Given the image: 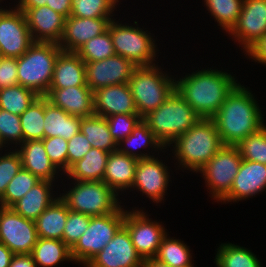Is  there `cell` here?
I'll return each mask as SVG.
<instances>
[{
	"label": "cell",
	"mask_w": 266,
	"mask_h": 267,
	"mask_svg": "<svg viewBox=\"0 0 266 267\" xmlns=\"http://www.w3.org/2000/svg\"><path fill=\"white\" fill-rule=\"evenodd\" d=\"M259 108L247 88L240 83L234 87L212 117L223 145L237 146L247 136L265 126Z\"/></svg>",
	"instance_id": "obj_1"
},
{
	"label": "cell",
	"mask_w": 266,
	"mask_h": 267,
	"mask_svg": "<svg viewBox=\"0 0 266 267\" xmlns=\"http://www.w3.org/2000/svg\"><path fill=\"white\" fill-rule=\"evenodd\" d=\"M234 76L203 69L175 81V89L201 118H212L237 85Z\"/></svg>",
	"instance_id": "obj_2"
},
{
	"label": "cell",
	"mask_w": 266,
	"mask_h": 267,
	"mask_svg": "<svg viewBox=\"0 0 266 267\" xmlns=\"http://www.w3.org/2000/svg\"><path fill=\"white\" fill-rule=\"evenodd\" d=\"M173 143L177 161L193 172L200 171L223 146L212 118L199 119Z\"/></svg>",
	"instance_id": "obj_3"
},
{
	"label": "cell",
	"mask_w": 266,
	"mask_h": 267,
	"mask_svg": "<svg viewBox=\"0 0 266 267\" xmlns=\"http://www.w3.org/2000/svg\"><path fill=\"white\" fill-rule=\"evenodd\" d=\"M201 117L175 89L167 100L143 120L164 147L170 146Z\"/></svg>",
	"instance_id": "obj_4"
},
{
	"label": "cell",
	"mask_w": 266,
	"mask_h": 267,
	"mask_svg": "<svg viewBox=\"0 0 266 267\" xmlns=\"http://www.w3.org/2000/svg\"><path fill=\"white\" fill-rule=\"evenodd\" d=\"M63 50L57 43L34 42L17 60L18 84L45 96L50 88L54 65Z\"/></svg>",
	"instance_id": "obj_5"
},
{
	"label": "cell",
	"mask_w": 266,
	"mask_h": 267,
	"mask_svg": "<svg viewBox=\"0 0 266 267\" xmlns=\"http://www.w3.org/2000/svg\"><path fill=\"white\" fill-rule=\"evenodd\" d=\"M158 65L135 67L128 82L138 114L144 118L162 105L175 90L176 79L159 71Z\"/></svg>",
	"instance_id": "obj_6"
},
{
	"label": "cell",
	"mask_w": 266,
	"mask_h": 267,
	"mask_svg": "<svg viewBox=\"0 0 266 267\" xmlns=\"http://www.w3.org/2000/svg\"><path fill=\"white\" fill-rule=\"evenodd\" d=\"M75 181L76 185L60 197L69 210L95 217L114 213L121 207L118 194L104 181Z\"/></svg>",
	"instance_id": "obj_7"
},
{
	"label": "cell",
	"mask_w": 266,
	"mask_h": 267,
	"mask_svg": "<svg viewBox=\"0 0 266 267\" xmlns=\"http://www.w3.org/2000/svg\"><path fill=\"white\" fill-rule=\"evenodd\" d=\"M124 217L122 207L114 213L91 217L87 230L71 248L72 260L86 265L124 225Z\"/></svg>",
	"instance_id": "obj_8"
},
{
	"label": "cell",
	"mask_w": 266,
	"mask_h": 267,
	"mask_svg": "<svg viewBox=\"0 0 266 267\" xmlns=\"http://www.w3.org/2000/svg\"><path fill=\"white\" fill-rule=\"evenodd\" d=\"M108 30L115 54L129 60L135 67L154 65L156 55L153 37L139 27L118 24L111 20Z\"/></svg>",
	"instance_id": "obj_9"
},
{
	"label": "cell",
	"mask_w": 266,
	"mask_h": 267,
	"mask_svg": "<svg viewBox=\"0 0 266 267\" xmlns=\"http://www.w3.org/2000/svg\"><path fill=\"white\" fill-rule=\"evenodd\" d=\"M242 157L236 146H225L200 169L212 198L221 201L229 192L237 175Z\"/></svg>",
	"instance_id": "obj_10"
},
{
	"label": "cell",
	"mask_w": 266,
	"mask_h": 267,
	"mask_svg": "<svg viewBox=\"0 0 266 267\" xmlns=\"http://www.w3.org/2000/svg\"><path fill=\"white\" fill-rule=\"evenodd\" d=\"M38 235L35 221L26 219L12 208L0 206V242L14 254H31Z\"/></svg>",
	"instance_id": "obj_11"
},
{
	"label": "cell",
	"mask_w": 266,
	"mask_h": 267,
	"mask_svg": "<svg viewBox=\"0 0 266 267\" xmlns=\"http://www.w3.org/2000/svg\"><path fill=\"white\" fill-rule=\"evenodd\" d=\"M123 226L128 230L133 246L144 261L156 256L167 233L159 222L151 221L143 211L125 210Z\"/></svg>",
	"instance_id": "obj_12"
},
{
	"label": "cell",
	"mask_w": 266,
	"mask_h": 267,
	"mask_svg": "<svg viewBox=\"0 0 266 267\" xmlns=\"http://www.w3.org/2000/svg\"><path fill=\"white\" fill-rule=\"evenodd\" d=\"M33 43L25 14L17 8L0 10V54L19 58Z\"/></svg>",
	"instance_id": "obj_13"
},
{
	"label": "cell",
	"mask_w": 266,
	"mask_h": 267,
	"mask_svg": "<svg viewBox=\"0 0 266 267\" xmlns=\"http://www.w3.org/2000/svg\"><path fill=\"white\" fill-rule=\"evenodd\" d=\"M247 53L266 34V0H243L237 23L228 32Z\"/></svg>",
	"instance_id": "obj_14"
},
{
	"label": "cell",
	"mask_w": 266,
	"mask_h": 267,
	"mask_svg": "<svg viewBox=\"0 0 266 267\" xmlns=\"http://www.w3.org/2000/svg\"><path fill=\"white\" fill-rule=\"evenodd\" d=\"M144 260L133 246L128 230L122 226L112 240L86 267H143Z\"/></svg>",
	"instance_id": "obj_15"
},
{
	"label": "cell",
	"mask_w": 266,
	"mask_h": 267,
	"mask_svg": "<svg viewBox=\"0 0 266 267\" xmlns=\"http://www.w3.org/2000/svg\"><path fill=\"white\" fill-rule=\"evenodd\" d=\"M135 66L115 54L101 61L86 62V82L94 92L100 88L128 83Z\"/></svg>",
	"instance_id": "obj_16"
},
{
	"label": "cell",
	"mask_w": 266,
	"mask_h": 267,
	"mask_svg": "<svg viewBox=\"0 0 266 267\" xmlns=\"http://www.w3.org/2000/svg\"><path fill=\"white\" fill-rule=\"evenodd\" d=\"M169 172L167 166L157 158L150 157L137 160L135 169V180L131 188H136L153 202L159 203L163 200L169 183Z\"/></svg>",
	"instance_id": "obj_17"
},
{
	"label": "cell",
	"mask_w": 266,
	"mask_h": 267,
	"mask_svg": "<svg viewBox=\"0 0 266 267\" xmlns=\"http://www.w3.org/2000/svg\"><path fill=\"white\" fill-rule=\"evenodd\" d=\"M112 18H81L69 16L59 47L65 52H76L92 38L108 29Z\"/></svg>",
	"instance_id": "obj_18"
},
{
	"label": "cell",
	"mask_w": 266,
	"mask_h": 267,
	"mask_svg": "<svg viewBox=\"0 0 266 267\" xmlns=\"http://www.w3.org/2000/svg\"><path fill=\"white\" fill-rule=\"evenodd\" d=\"M28 28L34 42L57 43L62 39L66 18L49 6L27 9Z\"/></svg>",
	"instance_id": "obj_19"
},
{
	"label": "cell",
	"mask_w": 266,
	"mask_h": 267,
	"mask_svg": "<svg viewBox=\"0 0 266 267\" xmlns=\"http://www.w3.org/2000/svg\"><path fill=\"white\" fill-rule=\"evenodd\" d=\"M94 113L109 117L116 114H138L128 83L107 86L93 92Z\"/></svg>",
	"instance_id": "obj_20"
},
{
	"label": "cell",
	"mask_w": 266,
	"mask_h": 267,
	"mask_svg": "<svg viewBox=\"0 0 266 267\" xmlns=\"http://www.w3.org/2000/svg\"><path fill=\"white\" fill-rule=\"evenodd\" d=\"M266 190V165L244 160L234 178L230 192L221 200L237 202Z\"/></svg>",
	"instance_id": "obj_21"
},
{
	"label": "cell",
	"mask_w": 266,
	"mask_h": 267,
	"mask_svg": "<svg viewBox=\"0 0 266 267\" xmlns=\"http://www.w3.org/2000/svg\"><path fill=\"white\" fill-rule=\"evenodd\" d=\"M45 97L70 115L88 117L95 114L93 91L88 86L49 89Z\"/></svg>",
	"instance_id": "obj_22"
},
{
	"label": "cell",
	"mask_w": 266,
	"mask_h": 267,
	"mask_svg": "<svg viewBox=\"0 0 266 267\" xmlns=\"http://www.w3.org/2000/svg\"><path fill=\"white\" fill-rule=\"evenodd\" d=\"M88 86L85 62L75 52L62 51L55 62L49 89Z\"/></svg>",
	"instance_id": "obj_23"
},
{
	"label": "cell",
	"mask_w": 266,
	"mask_h": 267,
	"mask_svg": "<svg viewBox=\"0 0 266 267\" xmlns=\"http://www.w3.org/2000/svg\"><path fill=\"white\" fill-rule=\"evenodd\" d=\"M20 149L22 168L28 170L40 180L53 182L57 171L56 166L50 161L42 140H28L23 142Z\"/></svg>",
	"instance_id": "obj_24"
},
{
	"label": "cell",
	"mask_w": 266,
	"mask_h": 267,
	"mask_svg": "<svg viewBox=\"0 0 266 267\" xmlns=\"http://www.w3.org/2000/svg\"><path fill=\"white\" fill-rule=\"evenodd\" d=\"M137 159L120 153L118 150L109 154L103 181L113 189L118 191L127 190L133 185L135 180V169Z\"/></svg>",
	"instance_id": "obj_25"
},
{
	"label": "cell",
	"mask_w": 266,
	"mask_h": 267,
	"mask_svg": "<svg viewBox=\"0 0 266 267\" xmlns=\"http://www.w3.org/2000/svg\"><path fill=\"white\" fill-rule=\"evenodd\" d=\"M81 117L70 115L44 96V138L63 137L67 141L80 132Z\"/></svg>",
	"instance_id": "obj_26"
},
{
	"label": "cell",
	"mask_w": 266,
	"mask_h": 267,
	"mask_svg": "<svg viewBox=\"0 0 266 267\" xmlns=\"http://www.w3.org/2000/svg\"><path fill=\"white\" fill-rule=\"evenodd\" d=\"M52 184L50 181L41 180L11 208L22 217L35 221L58 198H53Z\"/></svg>",
	"instance_id": "obj_27"
},
{
	"label": "cell",
	"mask_w": 266,
	"mask_h": 267,
	"mask_svg": "<svg viewBox=\"0 0 266 267\" xmlns=\"http://www.w3.org/2000/svg\"><path fill=\"white\" fill-rule=\"evenodd\" d=\"M68 212L67 204L58 197L35 220L38 237L62 240Z\"/></svg>",
	"instance_id": "obj_28"
},
{
	"label": "cell",
	"mask_w": 266,
	"mask_h": 267,
	"mask_svg": "<svg viewBox=\"0 0 266 267\" xmlns=\"http://www.w3.org/2000/svg\"><path fill=\"white\" fill-rule=\"evenodd\" d=\"M109 152L91 148L81 160L74 163L66 172L77 181H103Z\"/></svg>",
	"instance_id": "obj_29"
},
{
	"label": "cell",
	"mask_w": 266,
	"mask_h": 267,
	"mask_svg": "<svg viewBox=\"0 0 266 267\" xmlns=\"http://www.w3.org/2000/svg\"><path fill=\"white\" fill-rule=\"evenodd\" d=\"M80 131L93 148L109 153L116 151L118 144L110 134L106 118L99 115L81 117Z\"/></svg>",
	"instance_id": "obj_30"
},
{
	"label": "cell",
	"mask_w": 266,
	"mask_h": 267,
	"mask_svg": "<svg viewBox=\"0 0 266 267\" xmlns=\"http://www.w3.org/2000/svg\"><path fill=\"white\" fill-rule=\"evenodd\" d=\"M31 255L38 267H54L61 261H73L71 249L58 239L38 237Z\"/></svg>",
	"instance_id": "obj_31"
},
{
	"label": "cell",
	"mask_w": 266,
	"mask_h": 267,
	"mask_svg": "<svg viewBox=\"0 0 266 267\" xmlns=\"http://www.w3.org/2000/svg\"><path fill=\"white\" fill-rule=\"evenodd\" d=\"M126 144L124 147L123 144ZM121 146V147H120ZM126 146H129L126 148ZM151 147L153 148H159L160 150L166 149L162 145V143L155 137L154 133L150 130L148 124L142 119L136 127L133 129L132 133L128 135L125 139H122L118 143L117 150L120 153L126 154L128 156L134 157L135 159H145V158H150L153 157L150 154L148 155L147 153H136L134 151L135 149H138L139 147ZM131 148V150H129ZM133 149V150H132Z\"/></svg>",
	"instance_id": "obj_32"
},
{
	"label": "cell",
	"mask_w": 266,
	"mask_h": 267,
	"mask_svg": "<svg viewBox=\"0 0 266 267\" xmlns=\"http://www.w3.org/2000/svg\"><path fill=\"white\" fill-rule=\"evenodd\" d=\"M189 246L180 240L163 237L154 259L171 267H194Z\"/></svg>",
	"instance_id": "obj_33"
},
{
	"label": "cell",
	"mask_w": 266,
	"mask_h": 267,
	"mask_svg": "<svg viewBox=\"0 0 266 267\" xmlns=\"http://www.w3.org/2000/svg\"><path fill=\"white\" fill-rule=\"evenodd\" d=\"M215 257L217 267H261L254 253L231 243L221 244Z\"/></svg>",
	"instance_id": "obj_34"
},
{
	"label": "cell",
	"mask_w": 266,
	"mask_h": 267,
	"mask_svg": "<svg viewBox=\"0 0 266 267\" xmlns=\"http://www.w3.org/2000/svg\"><path fill=\"white\" fill-rule=\"evenodd\" d=\"M39 95L20 84L0 89V109L21 115Z\"/></svg>",
	"instance_id": "obj_35"
},
{
	"label": "cell",
	"mask_w": 266,
	"mask_h": 267,
	"mask_svg": "<svg viewBox=\"0 0 266 267\" xmlns=\"http://www.w3.org/2000/svg\"><path fill=\"white\" fill-rule=\"evenodd\" d=\"M24 142L44 139V96H39L21 115Z\"/></svg>",
	"instance_id": "obj_36"
},
{
	"label": "cell",
	"mask_w": 266,
	"mask_h": 267,
	"mask_svg": "<svg viewBox=\"0 0 266 267\" xmlns=\"http://www.w3.org/2000/svg\"><path fill=\"white\" fill-rule=\"evenodd\" d=\"M41 180L34 174L21 168L14 178L8 183L4 194L0 197V206L11 208L33 186Z\"/></svg>",
	"instance_id": "obj_37"
},
{
	"label": "cell",
	"mask_w": 266,
	"mask_h": 267,
	"mask_svg": "<svg viewBox=\"0 0 266 267\" xmlns=\"http://www.w3.org/2000/svg\"><path fill=\"white\" fill-rule=\"evenodd\" d=\"M204 2L211 16L226 32L237 23L243 6V0H204Z\"/></svg>",
	"instance_id": "obj_38"
},
{
	"label": "cell",
	"mask_w": 266,
	"mask_h": 267,
	"mask_svg": "<svg viewBox=\"0 0 266 267\" xmlns=\"http://www.w3.org/2000/svg\"><path fill=\"white\" fill-rule=\"evenodd\" d=\"M83 62L101 61L114 56V46L107 29L102 34L92 38L75 52Z\"/></svg>",
	"instance_id": "obj_39"
},
{
	"label": "cell",
	"mask_w": 266,
	"mask_h": 267,
	"mask_svg": "<svg viewBox=\"0 0 266 267\" xmlns=\"http://www.w3.org/2000/svg\"><path fill=\"white\" fill-rule=\"evenodd\" d=\"M118 0H72L71 15L81 18H110Z\"/></svg>",
	"instance_id": "obj_40"
},
{
	"label": "cell",
	"mask_w": 266,
	"mask_h": 267,
	"mask_svg": "<svg viewBox=\"0 0 266 267\" xmlns=\"http://www.w3.org/2000/svg\"><path fill=\"white\" fill-rule=\"evenodd\" d=\"M236 147L242 159L266 165V127L250 134Z\"/></svg>",
	"instance_id": "obj_41"
},
{
	"label": "cell",
	"mask_w": 266,
	"mask_h": 267,
	"mask_svg": "<svg viewBox=\"0 0 266 267\" xmlns=\"http://www.w3.org/2000/svg\"><path fill=\"white\" fill-rule=\"evenodd\" d=\"M90 216L69 210L63 231L62 241L71 249L85 233L90 223Z\"/></svg>",
	"instance_id": "obj_42"
},
{
	"label": "cell",
	"mask_w": 266,
	"mask_h": 267,
	"mask_svg": "<svg viewBox=\"0 0 266 267\" xmlns=\"http://www.w3.org/2000/svg\"><path fill=\"white\" fill-rule=\"evenodd\" d=\"M142 119L139 114H116L106 117L110 134L117 144L128 137Z\"/></svg>",
	"instance_id": "obj_43"
},
{
	"label": "cell",
	"mask_w": 266,
	"mask_h": 267,
	"mask_svg": "<svg viewBox=\"0 0 266 267\" xmlns=\"http://www.w3.org/2000/svg\"><path fill=\"white\" fill-rule=\"evenodd\" d=\"M0 138L3 144L9 141L21 145L24 142L19 115L0 109Z\"/></svg>",
	"instance_id": "obj_44"
},
{
	"label": "cell",
	"mask_w": 266,
	"mask_h": 267,
	"mask_svg": "<svg viewBox=\"0 0 266 267\" xmlns=\"http://www.w3.org/2000/svg\"><path fill=\"white\" fill-rule=\"evenodd\" d=\"M42 141L50 161L59 171L61 168L66 173L68 141L59 136L44 138Z\"/></svg>",
	"instance_id": "obj_45"
},
{
	"label": "cell",
	"mask_w": 266,
	"mask_h": 267,
	"mask_svg": "<svg viewBox=\"0 0 266 267\" xmlns=\"http://www.w3.org/2000/svg\"><path fill=\"white\" fill-rule=\"evenodd\" d=\"M22 168V161L17 150L0 156V197L4 194L8 183Z\"/></svg>",
	"instance_id": "obj_46"
},
{
	"label": "cell",
	"mask_w": 266,
	"mask_h": 267,
	"mask_svg": "<svg viewBox=\"0 0 266 267\" xmlns=\"http://www.w3.org/2000/svg\"><path fill=\"white\" fill-rule=\"evenodd\" d=\"M91 148L90 142L81 131L72 136L68 140L67 146V171L74 163L81 160Z\"/></svg>",
	"instance_id": "obj_47"
},
{
	"label": "cell",
	"mask_w": 266,
	"mask_h": 267,
	"mask_svg": "<svg viewBox=\"0 0 266 267\" xmlns=\"http://www.w3.org/2000/svg\"><path fill=\"white\" fill-rule=\"evenodd\" d=\"M18 85L16 58L2 57L0 62V89Z\"/></svg>",
	"instance_id": "obj_48"
},
{
	"label": "cell",
	"mask_w": 266,
	"mask_h": 267,
	"mask_svg": "<svg viewBox=\"0 0 266 267\" xmlns=\"http://www.w3.org/2000/svg\"><path fill=\"white\" fill-rule=\"evenodd\" d=\"M246 55L258 63L266 65V34L253 46Z\"/></svg>",
	"instance_id": "obj_49"
},
{
	"label": "cell",
	"mask_w": 266,
	"mask_h": 267,
	"mask_svg": "<svg viewBox=\"0 0 266 267\" xmlns=\"http://www.w3.org/2000/svg\"><path fill=\"white\" fill-rule=\"evenodd\" d=\"M72 0H47L46 6L68 18L71 15Z\"/></svg>",
	"instance_id": "obj_50"
},
{
	"label": "cell",
	"mask_w": 266,
	"mask_h": 267,
	"mask_svg": "<svg viewBox=\"0 0 266 267\" xmlns=\"http://www.w3.org/2000/svg\"><path fill=\"white\" fill-rule=\"evenodd\" d=\"M9 267H37L31 254H15Z\"/></svg>",
	"instance_id": "obj_51"
},
{
	"label": "cell",
	"mask_w": 266,
	"mask_h": 267,
	"mask_svg": "<svg viewBox=\"0 0 266 267\" xmlns=\"http://www.w3.org/2000/svg\"><path fill=\"white\" fill-rule=\"evenodd\" d=\"M18 2L16 8L24 13L27 9L46 6L47 0H19Z\"/></svg>",
	"instance_id": "obj_52"
},
{
	"label": "cell",
	"mask_w": 266,
	"mask_h": 267,
	"mask_svg": "<svg viewBox=\"0 0 266 267\" xmlns=\"http://www.w3.org/2000/svg\"><path fill=\"white\" fill-rule=\"evenodd\" d=\"M14 255L6 245L0 242V267H9Z\"/></svg>",
	"instance_id": "obj_53"
},
{
	"label": "cell",
	"mask_w": 266,
	"mask_h": 267,
	"mask_svg": "<svg viewBox=\"0 0 266 267\" xmlns=\"http://www.w3.org/2000/svg\"><path fill=\"white\" fill-rule=\"evenodd\" d=\"M143 267H171L170 265L159 262L158 260L151 258L144 261Z\"/></svg>",
	"instance_id": "obj_54"
},
{
	"label": "cell",
	"mask_w": 266,
	"mask_h": 267,
	"mask_svg": "<svg viewBox=\"0 0 266 267\" xmlns=\"http://www.w3.org/2000/svg\"><path fill=\"white\" fill-rule=\"evenodd\" d=\"M5 145H3V143H2V140H1V138H0V149L2 148V147H4Z\"/></svg>",
	"instance_id": "obj_55"
}]
</instances>
